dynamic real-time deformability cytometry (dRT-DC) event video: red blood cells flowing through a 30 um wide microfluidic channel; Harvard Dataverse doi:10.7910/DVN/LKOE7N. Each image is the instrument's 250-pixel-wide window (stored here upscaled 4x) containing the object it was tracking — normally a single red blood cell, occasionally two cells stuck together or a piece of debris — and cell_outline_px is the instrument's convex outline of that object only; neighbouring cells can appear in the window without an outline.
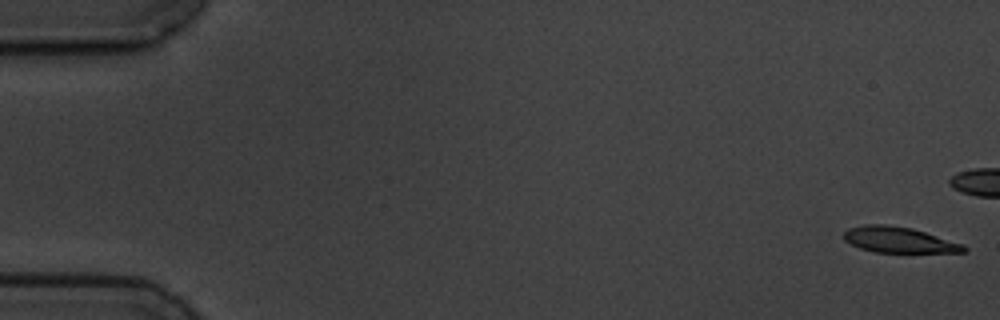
{"species": "common noctule bat (a hibernating species)", "species_latin": "Nyctalus noctula", "temperature_condition": "cold", "stored_images_in_passage": 5, "camera_frame_rate_fps": 3000, "um_per_image_px": 0.085, "animal": {"sex": "male", "body_mass_g": 19.5, "forearm_length_mm": 54.6}, "frame": {"image": 1, "passage_image": 1, "time_ms": 0.0, "image_size_px": [1000, 320], "cell_outline_px": [[968, 252], [876, 252], [860, 248], [844, 240], [844, 232], [848, 228], [864, 224], [884, 224], [912, 228], [964, 244], [968, 248]], "centroid_in_image_um": [76.42, 20.38], "position_along_channel_um": 8.6, "area_um2": 17.98}}